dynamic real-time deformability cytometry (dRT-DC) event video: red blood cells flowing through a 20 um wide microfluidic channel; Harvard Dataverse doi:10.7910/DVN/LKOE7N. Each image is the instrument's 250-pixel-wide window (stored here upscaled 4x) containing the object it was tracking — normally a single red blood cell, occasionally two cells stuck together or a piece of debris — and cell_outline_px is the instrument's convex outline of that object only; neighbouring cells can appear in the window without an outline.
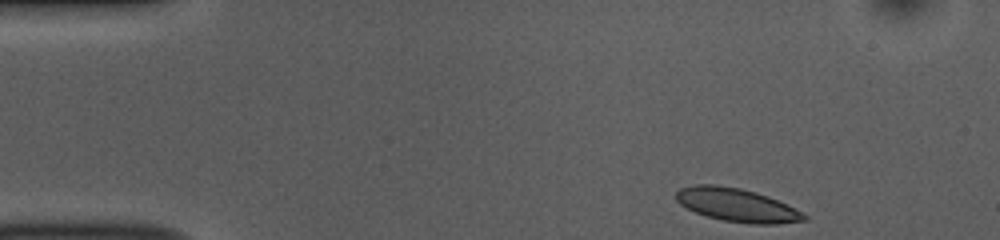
{"species": "common noctule bat (a hibernating species)", "species_latin": "Nyctalus noctula", "temperature_condition": "room temperature", "stored_images_in_passage": 48, "camera_frame_rate_fps": 3000, "um_per_image_px": 0.085, "animal": {"sex": "female", "body_mass_g": 10.0, "forearm_length_mm": 53.1}, "frame": {"image": 1, "passage_image": 1, "time_ms": 0.0, "image_size_px": [1000, 240], "cell_outline_px": [[808, 220], [776, 224], [752, 224], [720, 220], [696, 212], [680, 204], [676, 200], [676, 192], [680, 188], [692, 184], [716, 184], [740, 188], [756, 192], [768, 196], [808, 216]], "centroid_in_image_um": [62.6, 17.42], "position_along_channel_um": 22.4, "area_um2": 24.74}}
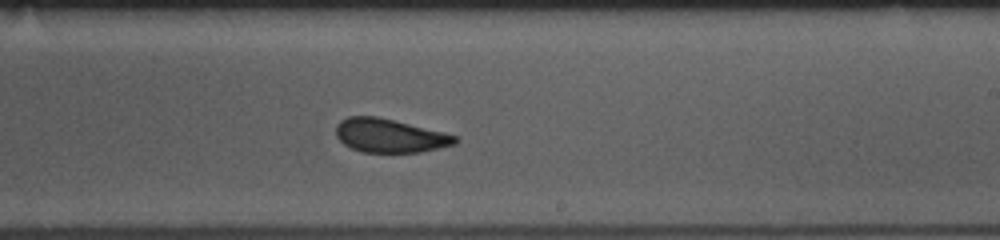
{"frame": {"image": 2, "passage_image": 26, "time_ms": 8.333, "image_size_px": [1000, 240], "cell_outline_px": [[460, 140], [456, 144], [420, 152], [360, 152], [344, 144], [336, 136], [336, 124], [340, 120], [348, 116], [376, 116], [444, 132], [456, 136]], "centroid_in_image_um": [33.11, 11.53], "position_along_channel_um": 255.9, "area_um2": 23.35}}
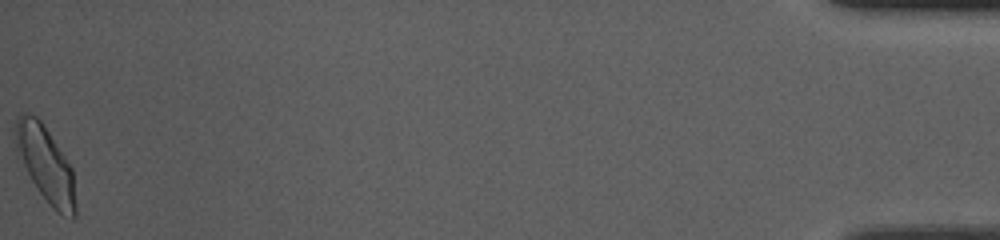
{"frame": {"image": 3, "passage_image": 48, "time_ms": 15.667, "image_size_px": [1000, 240], "cell_outline_px": [[76, 216], [72, 220], [56, 212], [52, 208], [40, 192], [16, 156], [16, 120], [20, 112], [24, 112], [36, 116], [40, 120], [72, 168], [76, 204]], "centroid_in_image_um": [3.88, 13.99], "position_along_channel_um": 431.3, "area_um2": 26.3}, "authors_computed_cell_mechanics": {"area_um2": 24.3627, "velocity_mm_per_s": 3.6968, "shape_relaxation_time_tau1_ms": 3.1739, "shape_relaxation_time_tau2_ms": 1.6122, "deformation_change_tau1": 0.1095, "deformation_change_tau2": 0.0654}}